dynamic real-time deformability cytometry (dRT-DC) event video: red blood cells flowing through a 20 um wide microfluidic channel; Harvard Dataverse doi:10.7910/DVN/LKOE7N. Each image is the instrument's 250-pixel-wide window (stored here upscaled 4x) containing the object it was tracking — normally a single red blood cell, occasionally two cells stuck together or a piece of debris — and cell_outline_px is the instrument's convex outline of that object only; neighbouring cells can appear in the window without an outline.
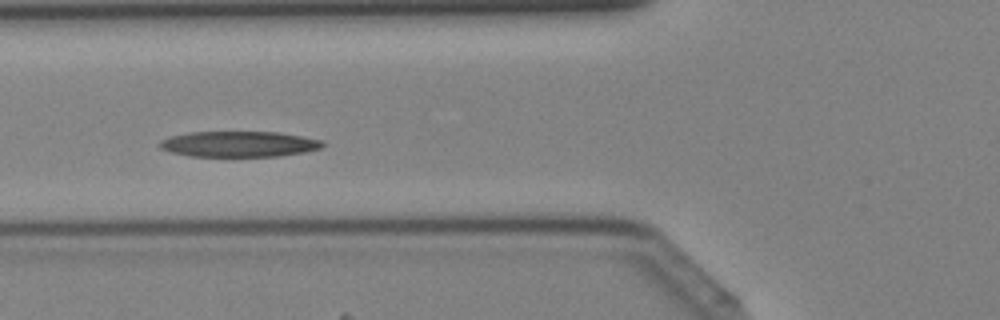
{"species": "Egyptian fruit bat (a non-hibernating species)", "species_latin": "Rousettus aegyptiacus", "temperature_condition": "cold", "stored_images_in_passage": 37, "camera_frame_rate_fps": 3000, "um_per_image_px": 0.085, "animal": {"sex": "female"}, "frame": {"image": 1, "passage_image": 11, "time_ms": 3.333, "image_size_px": [1000, 320], "cell_outline_px": [[324, 144], [320, 148], [304, 152], [280, 156], [188, 156], [172, 152], [160, 148], [160, 140], [172, 136], [188, 132], [280, 132], [324, 140]], "centroid_in_image_um": [20.34, 12.24], "position_along_channel_um": 105.5, "area_um2": 24.33}}
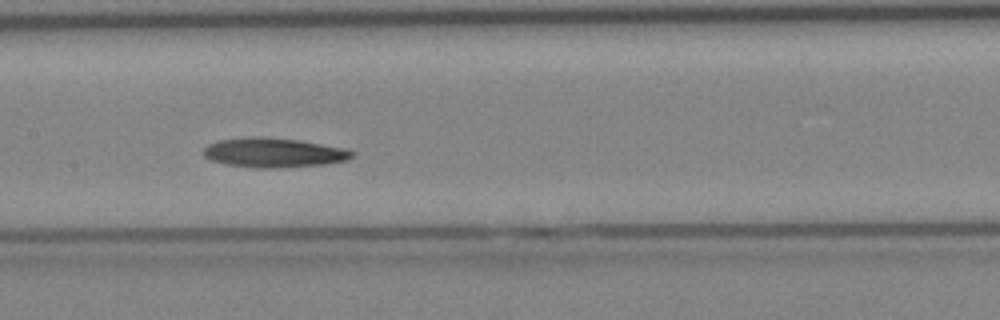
{"frame": {"image": 2, "passage_image": 16, "time_ms": 5.0, "image_size_px": [1000, 320], "cell_outline_px": [[356, 152], [348, 160], [328, 164], [272, 168], [256, 168], [228, 164], [212, 160], [204, 156], [204, 148], [208, 144], [220, 140], [252, 136], [264, 136], [300, 140], [344, 148]], "centroid_in_image_um": [23.3, 12.97], "position_along_channel_um": 184.1, "area_um2": 25.55}}
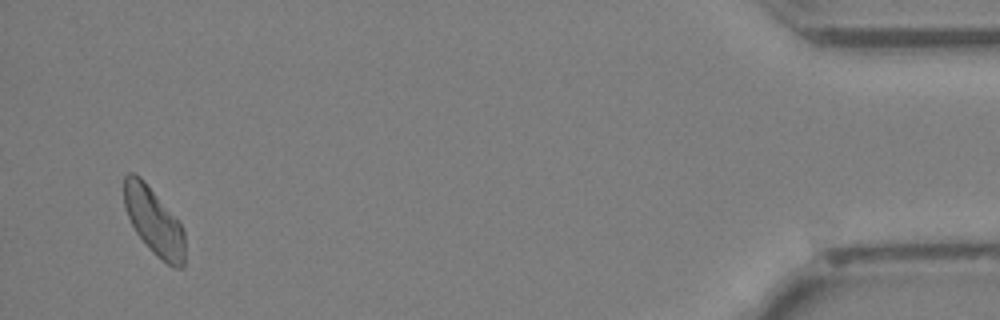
{"frame": {"image": 3, "passage_image": 36, "time_ms": 11.667, "image_size_px": [1000, 320], "cell_outline_px": [[184, 268], [172, 268], [152, 252], [136, 232], [128, 216], [124, 204], [124, 176], [128, 172], [132, 172], [140, 176], [144, 180], [180, 224], [184, 232]], "centroid_in_image_um": [13.07, 18.83], "position_along_channel_um": 422.1, "area_um2": 23.47}}